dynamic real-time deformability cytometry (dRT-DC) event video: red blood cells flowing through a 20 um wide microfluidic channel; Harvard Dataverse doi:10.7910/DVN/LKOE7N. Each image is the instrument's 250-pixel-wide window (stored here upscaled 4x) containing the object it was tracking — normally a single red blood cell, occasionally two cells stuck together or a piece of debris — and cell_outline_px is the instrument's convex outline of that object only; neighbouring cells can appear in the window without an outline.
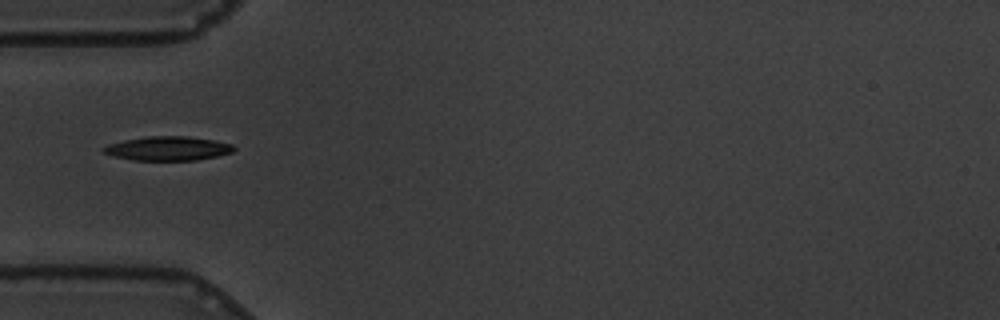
{"species": "common noctule bat (a hibernating species)", "species_latin": "Nyctalus noctula", "temperature_condition": "warm", "stored_images_in_passage": 25, "camera_frame_rate_fps": 3000, "um_per_image_px": 0.085, "animal": {"sex": "male", "body_mass_g": 19.5, "forearm_length_mm": 54.6}, "frame": {"image": 1, "passage_image": 1, "time_ms": 0.0, "image_size_px": [1000, 320], "cell_outline_px": [[236, 148], [232, 152], [216, 156], [196, 160], [132, 160], [112, 156], [104, 152], [100, 148], [108, 144], [124, 140], [148, 136], [188, 136], [212, 140], [232, 144]], "centroid_in_image_um": [14.24, 12.62], "position_along_channel_um": 70.8, "area_um2": 18.26}}